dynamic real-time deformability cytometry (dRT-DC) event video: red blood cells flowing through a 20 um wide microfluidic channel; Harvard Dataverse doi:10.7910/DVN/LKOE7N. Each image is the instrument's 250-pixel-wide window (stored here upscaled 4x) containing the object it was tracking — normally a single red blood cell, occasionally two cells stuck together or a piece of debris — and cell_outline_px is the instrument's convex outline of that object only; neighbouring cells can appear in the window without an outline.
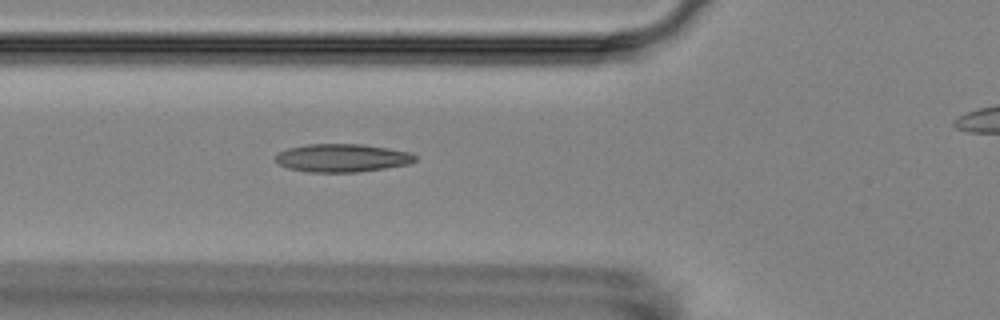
{"species": "Egyptian fruit bat (a non-hibernating species)", "species_latin": "Rousettus aegyptiacus", "temperature_condition": "room temperature", "stored_images_in_passage": 6, "camera_frame_rate_fps": 3000, "um_per_image_px": 0.085, "animal": {"sex": "female"}, "frame": {"image": 1, "passage_image": 5, "time_ms": 4.333, "image_size_px": [1000, 320], "cell_outline_px": [[416, 160], [408, 164], [384, 168], [356, 172], [308, 172], [288, 168], [280, 164], [276, 160], [276, 156], [280, 152], [288, 148], [308, 144], [360, 144], [388, 148], [412, 152], [416, 156]], "centroid_in_image_um": [29.11, 13.42], "position_along_channel_um": 96.7, "area_um2": 22.72}}